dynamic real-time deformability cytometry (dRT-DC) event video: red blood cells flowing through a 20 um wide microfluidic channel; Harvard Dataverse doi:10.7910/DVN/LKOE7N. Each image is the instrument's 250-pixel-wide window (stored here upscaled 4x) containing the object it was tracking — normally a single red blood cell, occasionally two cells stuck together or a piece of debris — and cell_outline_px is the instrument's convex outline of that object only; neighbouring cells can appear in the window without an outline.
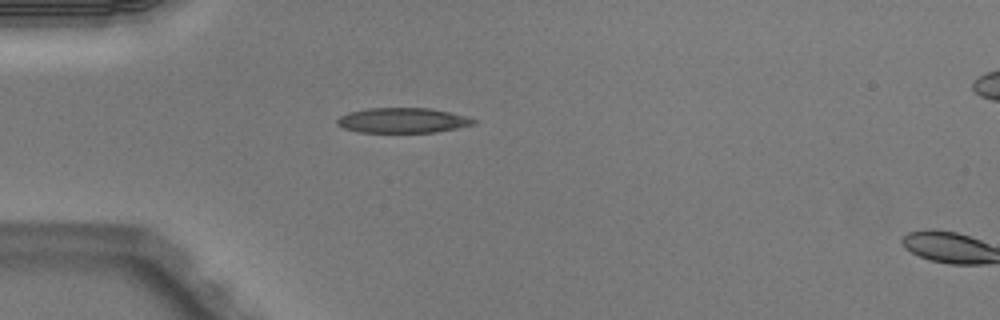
{"species": "Egyptian fruit bat (a non-hibernating species)", "species_latin": "Rousettus aegyptiacus", "temperature_condition": "warm", "stored_images_in_passage": 3, "camera_frame_rate_fps": 3000, "um_per_image_px": 0.085, "animal": {"sex": "male"}, "frame": {"image": 1, "passage_image": 1, "time_ms": 0.0, "image_size_px": [1000, 320], "cell_outline_px": [[476, 124], [436, 132], [360, 132], [344, 128], [336, 124], [336, 120], [340, 116], [348, 112], [368, 108], [428, 108], [468, 116], [476, 120]], "centroid_in_image_um": [34.22, 10.23], "position_along_channel_um": 50.8, "area_um2": 19.88}}